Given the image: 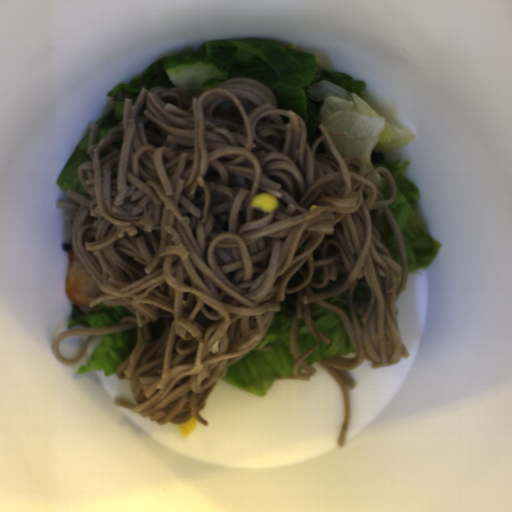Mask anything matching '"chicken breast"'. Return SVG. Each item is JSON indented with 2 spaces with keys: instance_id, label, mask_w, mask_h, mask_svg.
I'll use <instances>...</instances> for the list:
<instances>
[{
  "instance_id": "chicken-breast-1",
  "label": "chicken breast",
  "mask_w": 512,
  "mask_h": 512,
  "mask_svg": "<svg viewBox=\"0 0 512 512\" xmlns=\"http://www.w3.org/2000/svg\"><path fill=\"white\" fill-rule=\"evenodd\" d=\"M64 291L72 303L86 309L91 308L90 302L104 293L96 284L87 266L75 252L73 243L68 253L67 276Z\"/></svg>"
}]
</instances>
